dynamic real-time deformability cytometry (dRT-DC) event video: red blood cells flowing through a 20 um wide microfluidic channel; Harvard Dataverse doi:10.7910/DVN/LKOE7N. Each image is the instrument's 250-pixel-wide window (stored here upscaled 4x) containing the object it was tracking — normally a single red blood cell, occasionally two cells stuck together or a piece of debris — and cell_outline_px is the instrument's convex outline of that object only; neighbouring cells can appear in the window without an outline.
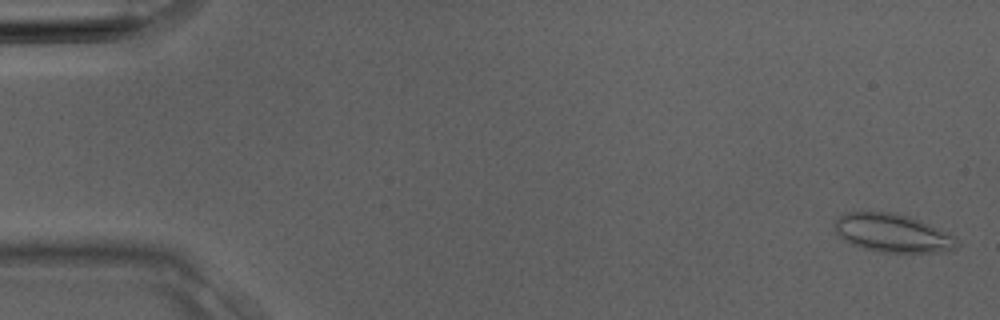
{"species": "Egyptian fruit bat (a non-hibernating species)", "species_latin": "Rousettus aegyptiacus", "temperature_condition": "room temperature", "stored_images_in_passage": 4, "camera_frame_rate_fps": 3000, "um_per_image_px": 0.085, "animal": {"sex": "male"}, "frame": {"image": 1, "passage_image": 1, "time_ms": 0.0, "image_size_px": [1000, 320], "cell_outline_px": [[960, 244], [956, 248], [948, 252], [880, 252], [864, 248], [852, 244], [844, 240], [836, 232], [836, 220], [844, 212], [896, 212], [920, 220], [956, 236]], "centroid_in_image_um": [75.93, 19.81], "position_along_channel_um": 9.1, "area_um2": 27.4}}